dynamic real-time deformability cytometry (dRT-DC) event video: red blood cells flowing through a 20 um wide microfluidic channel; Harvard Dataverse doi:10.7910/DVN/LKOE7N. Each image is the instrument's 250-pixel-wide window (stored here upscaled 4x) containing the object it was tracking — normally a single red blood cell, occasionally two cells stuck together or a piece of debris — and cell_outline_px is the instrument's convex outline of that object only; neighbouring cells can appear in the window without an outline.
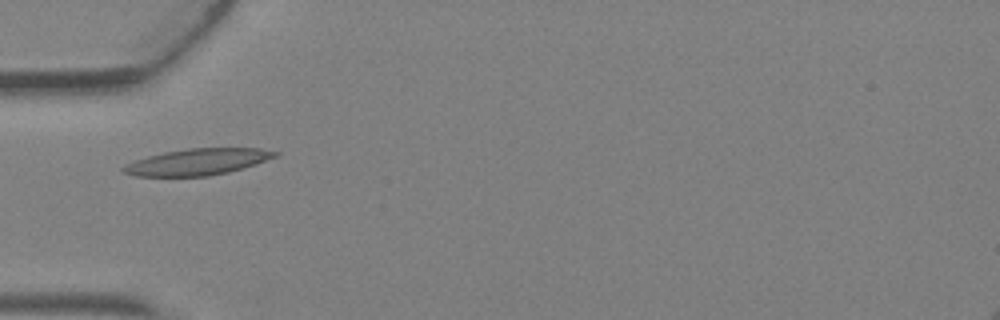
{"species": "Egyptian fruit bat (a non-hibernating species)", "species_latin": "Rousettus aegyptiacus", "temperature_condition": "warm", "stored_images_in_passage": 4, "camera_frame_rate_fps": 3000, "um_per_image_px": 0.085, "animal": {"sex": "female"}, "frame": {"image": 1, "passage_image": 4, "time_ms": 1.0, "image_size_px": [1000, 320], "cell_outline_px": [[280, 152], [276, 156], [256, 164], [244, 168], [228, 172], [208, 176], [136, 176], [124, 172], [120, 168], [124, 164], [132, 160], [164, 152], [188, 148], [260, 148]], "centroid_in_image_um": [16.76, 13.75], "position_along_channel_um": 68.2, "area_um2": 23.41}}